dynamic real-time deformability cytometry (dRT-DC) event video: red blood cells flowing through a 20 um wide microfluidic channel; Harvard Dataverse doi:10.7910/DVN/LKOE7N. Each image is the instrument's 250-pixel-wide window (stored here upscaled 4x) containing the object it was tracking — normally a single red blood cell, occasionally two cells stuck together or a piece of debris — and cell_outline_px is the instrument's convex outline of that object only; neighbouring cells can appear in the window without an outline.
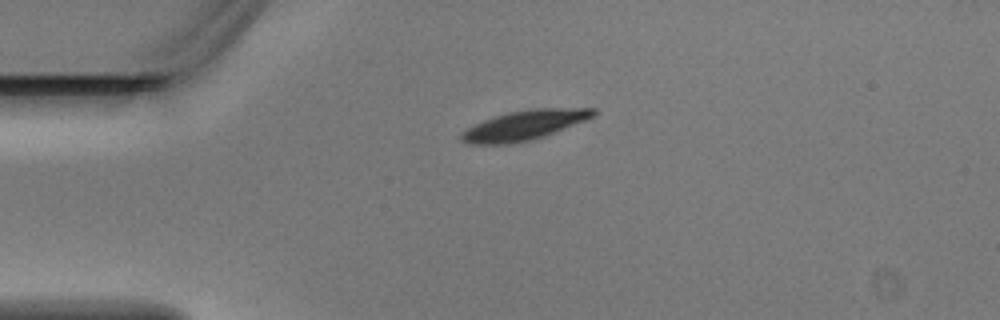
{"species": "Egyptian fruit bat (a non-hibernating species)", "species_latin": "Rousettus aegyptiacus", "temperature_condition": "warm", "stored_images_in_passage": 3, "camera_frame_rate_fps": 3000, "um_per_image_px": 0.085, "animal": {"sex": "male"}, "frame": {"image": 1, "passage_image": 1, "time_ms": 0.0, "image_size_px": [1000, 320], "cell_outline_px": [[596, 116], [544, 136], [532, 140], [508, 144], [468, 144], [460, 140], [460, 132], [472, 124], [508, 112], [532, 108], [596, 108]], "centroid_in_image_um": [44.54, 10.64], "position_along_channel_um": 40.5, "area_um2": 22.95}}
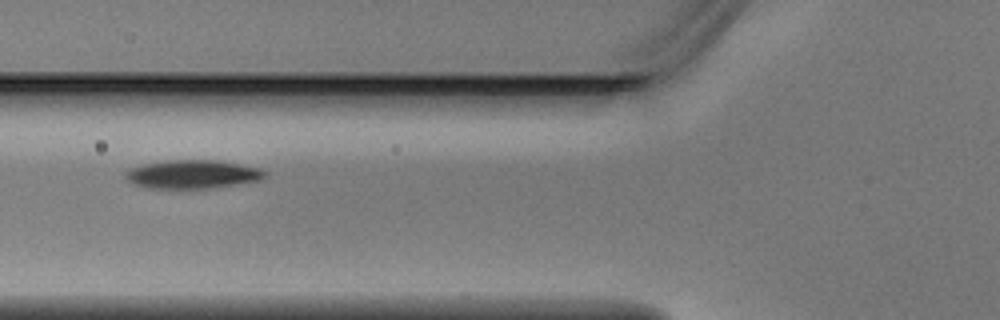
{"frame": {"image": 2, "passage_image": 3, "time_ms": 0.667, "image_size_px": [1000, 320], "cell_outline_px": [[268, 172], [260, 180], [208, 188], [148, 188], [132, 184], [124, 176], [124, 172], [128, 168], [144, 164], [168, 160], [216, 160], [240, 164], [260, 168]], "centroid_in_image_um": [16.31, 14.8], "position_along_channel_um": 109.5, "area_um2": 23.12}}